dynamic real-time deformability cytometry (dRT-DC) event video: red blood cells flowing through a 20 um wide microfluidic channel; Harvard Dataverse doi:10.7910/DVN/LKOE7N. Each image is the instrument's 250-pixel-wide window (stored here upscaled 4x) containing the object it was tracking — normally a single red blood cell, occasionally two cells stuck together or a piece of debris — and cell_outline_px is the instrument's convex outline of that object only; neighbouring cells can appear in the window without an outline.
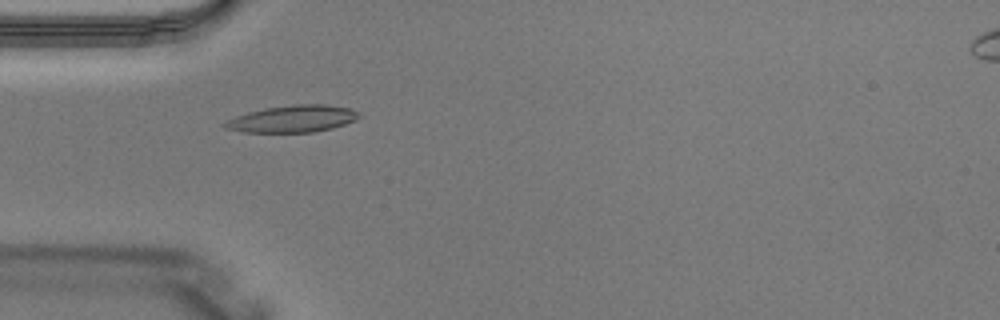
{"species": "Egyptian fruit bat (a non-hibernating species)", "species_latin": "Rousettus aegyptiacus", "temperature_condition": "warm", "stored_images_in_passage": 2, "camera_frame_rate_fps": 3000, "um_per_image_px": 0.085, "animal": {"sex": "male"}, "frame": {"image": 1, "passage_image": 2, "time_ms": 0.333, "image_size_px": [1000, 320], "cell_outline_px": [[360, 116], [356, 120], [332, 128], [312, 132], [244, 132], [224, 128], [220, 124], [236, 116], [248, 112], [264, 108], [292, 104], [324, 104], [352, 108], [360, 112]], "centroid_in_image_um": [24.88, 10.09], "position_along_channel_um": 60.1, "area_um2": 21.21}}